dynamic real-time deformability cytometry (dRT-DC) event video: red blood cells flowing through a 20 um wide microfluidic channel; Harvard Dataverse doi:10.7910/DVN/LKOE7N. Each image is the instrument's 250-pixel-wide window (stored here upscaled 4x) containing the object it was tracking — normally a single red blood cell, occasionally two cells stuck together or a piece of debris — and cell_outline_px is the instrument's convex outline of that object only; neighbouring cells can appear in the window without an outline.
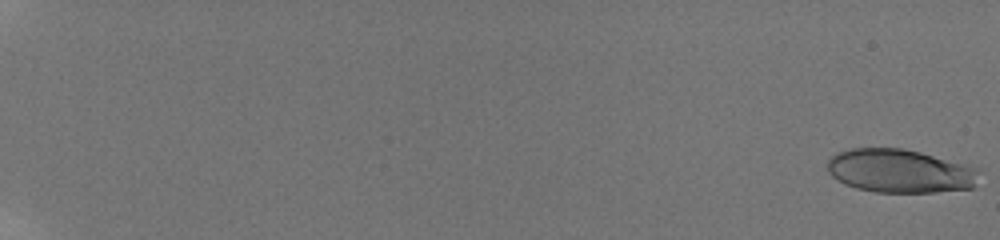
{"species": "human", "species_latin": "Homo sapiens", "temperature_condition": "room temperature", "stored_images_in_passage": 44, "camera_frame_rate_fps": 3000, "um_per_image_px": 0.085, "donor": {"sex": "male"}, "frame": {"image": 1, "passage_image": 1, "time_ms": 0.0, "image_size_px": [1000, 240], "cell_outline_px": [[980, 168], [972, 188], [936, 192], [876, 192], [856, 188], [844, 184], [832, 176], [828, 172], [828, 160], [836, 152], [852, 148], [900, 148], [920, 152], [968, 164]], "centroid_in_image_um": [76.49, 14.53], "position_along_channel_um": 8.5, "area_um2": 38.61}}
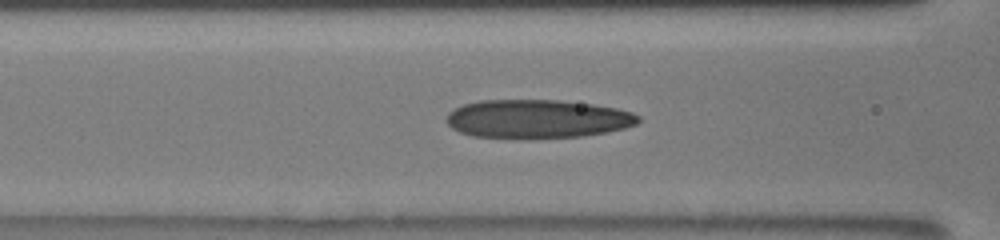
{"frame": {"image": 2, "passage_image": 20, "time_ms": 9.333, "image_size_px": [1000, 240], "cell_outline_px": [[640, 120], [636, 124], [624, 128], [604, 132], [580, 136], [472, 136], [460, 132], [452, 128], [444, 120], [448, 112], [464, 104], [480, 100], [560, 100], [592, 104], [616, 108], [632, 112], [640, 116]], "centroid_in_image_um": [45.66, 10.07], "position_along_channel_um": 120.9, "area_um2": 42.19}}
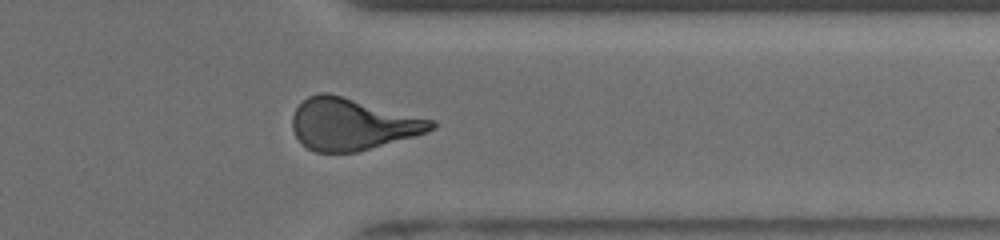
{"frame": {"image": 3, "passage_image": 38, "time_ms": 16.0, "image_size_px": [1000, 240], "cell_outline_px": [[436, 128], [412, 136], [356, 152], [316, 152], [300, 144], [292, 128], [292, 116], [296, 108], [308, 96], [320, 92], [328, 92], [436, 120]], "centroid_in_image_um": [29.91, 10.54], "position_along_channel_um": 381.5, "area_um2": 41.79}, "authors_computed_cell_mechanics": {"area_um2": 41.7316, "velocity_mm_per_s": 3.9126, "shape_relaxation_time_tau1_ms": 7.2081, "shape_relaxation_time_tau2_ms": 1.3928, "deformation_change_tau1": 0.2353, "deformation_change_tau2": 0.0989}}